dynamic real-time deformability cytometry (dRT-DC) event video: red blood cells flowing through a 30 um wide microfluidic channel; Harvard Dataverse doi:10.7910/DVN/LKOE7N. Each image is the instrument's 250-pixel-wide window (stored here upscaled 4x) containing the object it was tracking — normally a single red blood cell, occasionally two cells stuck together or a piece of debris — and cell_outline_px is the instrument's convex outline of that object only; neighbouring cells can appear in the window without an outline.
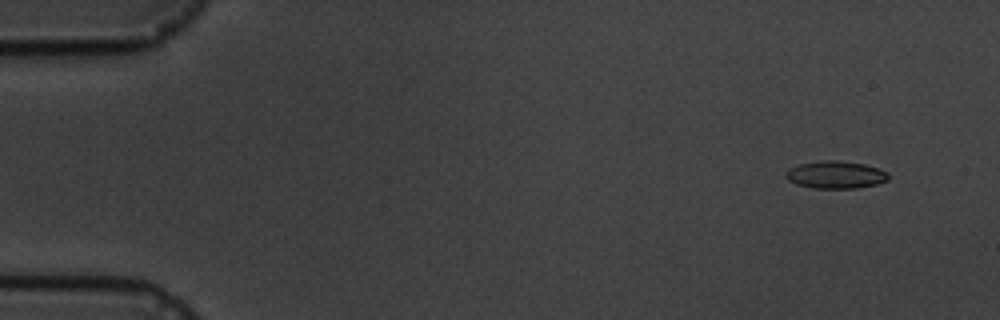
{"species": "common noctule bat (a hibernating species)", "species_latin": "Nyctalus noctula", "temperature_condition": "cold", "stored_images_in_passage": 6, "camera_frame_rate_fps": 3000, "um_per_image_px": 0.085, "animal": {"sex": "male", "body_mass_g": 19.5, "forearm_length_mm": 54.6}, "frame": {"image": 1, "passage_image": 2, "time_ms": 1.333, "image_size_px": [1000, 320], "cell_outline_px": [[888, 180], [876, 184], [856, 188], [812, 188], [796, 184], [788, 180], [784, 176], [784, 172], [788, 168], [800, 164], [824, 160], [840, 160], [864, 164], [880, 168], [888, 172]], "centroid_in_image_um": [71.01, 14.85], "position_along_channel_um": 14.0, "area_um2": 16.59}}